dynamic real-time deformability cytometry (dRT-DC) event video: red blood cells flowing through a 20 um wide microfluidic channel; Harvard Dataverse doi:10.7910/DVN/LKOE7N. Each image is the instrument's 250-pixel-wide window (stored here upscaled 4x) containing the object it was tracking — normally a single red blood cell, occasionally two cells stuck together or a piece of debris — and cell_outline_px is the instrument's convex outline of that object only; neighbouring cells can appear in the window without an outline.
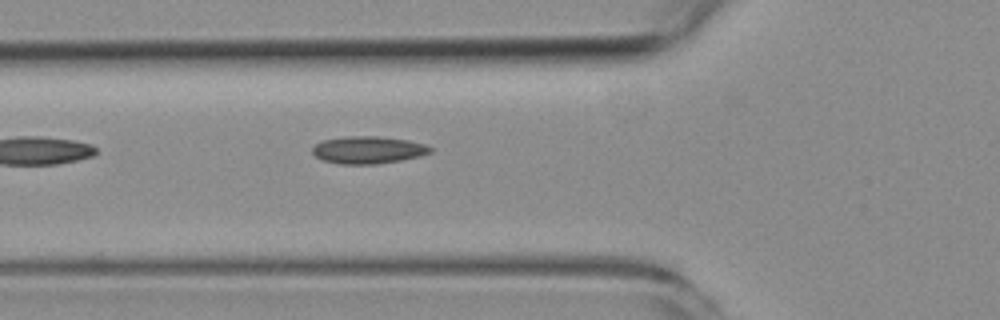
{"species": "common noctule bat (a hibernating species)", "species_latin": "Nyctalus noctula", "temperature_condition": "room temperature", "stored_images_in_passage": 2, "camera_frame_rate_fps": 3000, "um_per_image_px": 0.085, "animal": {"sex": "female", "body_mass_g": 19.3, "forearm_length_mm": 54.1}, "frame": {"image": 1, "passage_image": 2, "time_ms": 1.333, "image_size_px": [1000, 320], "cell_outline_px": [[432, 152], [420, 156], [380, 164], [340, 164], [320, 160], [312, 152], [312, 148], [316, 144], [324, 140], [344, 136], [376, 136], [408, 140], [424, 144], [432, 148]], "centroid_in_image_um": [31.28, 12.75], "position_along_channel_um": 94.5, "area_um2": 18.84}}